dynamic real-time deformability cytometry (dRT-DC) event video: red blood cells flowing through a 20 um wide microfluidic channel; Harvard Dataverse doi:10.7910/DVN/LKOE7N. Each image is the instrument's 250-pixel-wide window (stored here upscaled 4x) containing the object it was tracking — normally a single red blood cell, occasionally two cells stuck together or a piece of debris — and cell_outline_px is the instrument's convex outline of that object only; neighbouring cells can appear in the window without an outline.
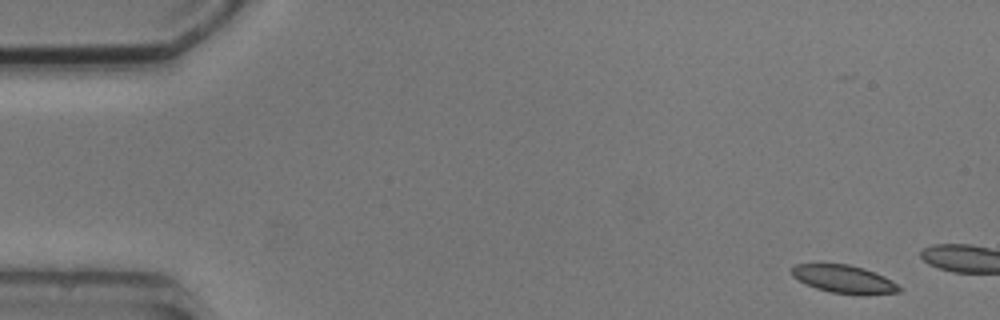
{"species": "common noctule bat (a hibernating species)", "species_latin": "Nyctalus noctula", "temperature_condition": "cold", "stored_images_in_passage": 4, "camera_frame_rate_fps": 3000, "um_per_image_px": 0.085, "animal": {"sex": "male", "body_mass_g": 20.5, "forearm_length_mm": 52.5}, "frame": {"image": 1, "passage_image": 1, "time_ms": 0.0, "image_size_px": [1000, 320], "cell_outline_px": [[900, 292], [864, 296], [832, 292], [816, 288], [792, 276], [792, 268], [796, 264], [848, 264], [864, 268], [884, 276], [896, 284], [900, 288]], "centroid_in_image_um": [71.78, 23.74], "position_along_channel_um": 13.2, "area_um2": 17.4}}